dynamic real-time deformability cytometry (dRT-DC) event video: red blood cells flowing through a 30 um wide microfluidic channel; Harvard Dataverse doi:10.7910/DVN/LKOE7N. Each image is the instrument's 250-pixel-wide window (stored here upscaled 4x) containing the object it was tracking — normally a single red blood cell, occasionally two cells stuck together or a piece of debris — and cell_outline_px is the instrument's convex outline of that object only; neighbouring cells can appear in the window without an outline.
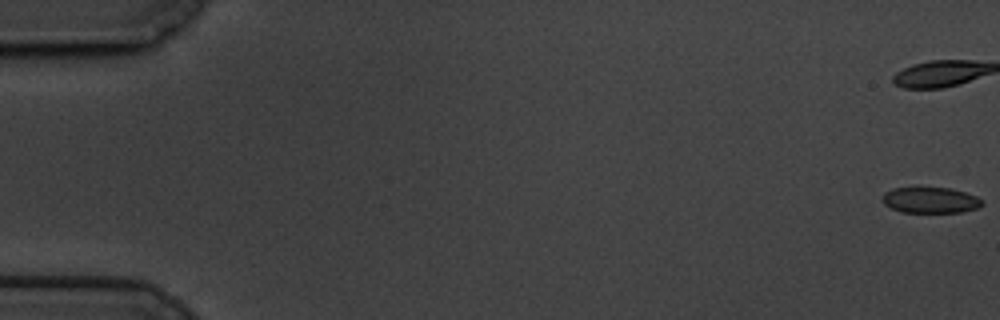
{"species": "common noctule bat (a hibernating species)", "species_latin": "Nyctalus noctula", "temperature_condition": "cold", "stored_images_in_passage": 61, "camera_frame_rate_fps": 3000, "um_per_image_px": 0.085, "animal": {"sex": "male", "body_mass_g": 19.5, "forearm_length_mm": 54.6}, "frame": {"image": 1, "passage_image": 1, "time_ms": 0.0, "image_size_px": [1000, 320], "cell_outline_px": [[984, 204], [976, 208], [960, 212], [900, 212], [884, 204], [880, 200], [884, 192], [892, 188], [948, 188], [964, 192], [976, 196], [984, 200]], "centroid_in_image_um": [79.06, 17.01], "position_along_channel_um": 5.9, "area_um2": 15.03}, "authors_computed_cell_mechanics": {"area_um2": 16.473, "velocity_mm_per_s": 3.3664, "shape_relaxation_time_tau1_ms": 3.7319, "shape_relaxation_time_tau2_ms": 2.5237, "deformation_change_tau1": 0.0624, "deformation_change_tau2": 0.0625}}